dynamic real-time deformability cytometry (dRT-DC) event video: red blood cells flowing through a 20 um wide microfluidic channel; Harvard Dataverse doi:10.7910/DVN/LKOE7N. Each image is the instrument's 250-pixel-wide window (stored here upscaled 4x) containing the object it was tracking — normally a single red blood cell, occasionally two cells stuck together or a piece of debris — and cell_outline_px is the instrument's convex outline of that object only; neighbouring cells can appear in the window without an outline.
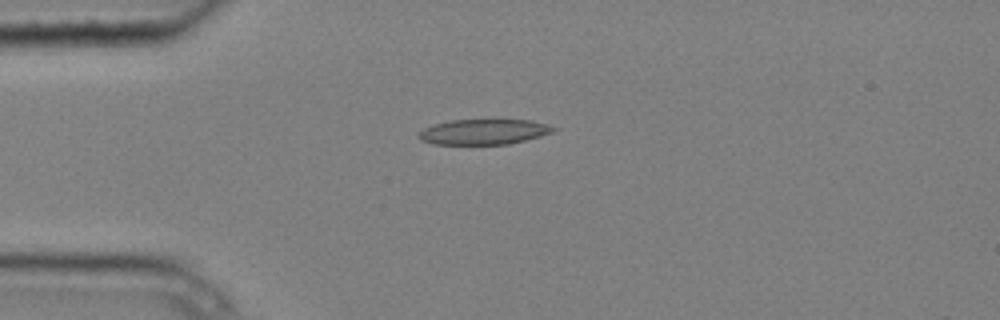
{"species": "common noctule bat (a hibernating species)", "species_latin": "Nyctalus noctula", "temperature_condition": "cold", "stored_images_in_passage": 4, "camera_frame_rate_fps": 3000, "um_per_image_px": 0.085, "animal": {"sex": "male", "body_mass_g": 20.4}, "frame": {"image": 1, "passage_image": 4, "time_ms": 1.0, "image_size_px": [1000, 320], "cell_outline_px": [[560, 128], [552, 132], [540, 136], [508, 144], [432, 144], [420, 140], [416, 136], [424, 128], [436, 124], [452, 120], [532, 120], [548, 124]], "centroid_in_image_um": [41.14, 11.2], "position_along_channel_um": 43.9, "area_um2": 19.83}}